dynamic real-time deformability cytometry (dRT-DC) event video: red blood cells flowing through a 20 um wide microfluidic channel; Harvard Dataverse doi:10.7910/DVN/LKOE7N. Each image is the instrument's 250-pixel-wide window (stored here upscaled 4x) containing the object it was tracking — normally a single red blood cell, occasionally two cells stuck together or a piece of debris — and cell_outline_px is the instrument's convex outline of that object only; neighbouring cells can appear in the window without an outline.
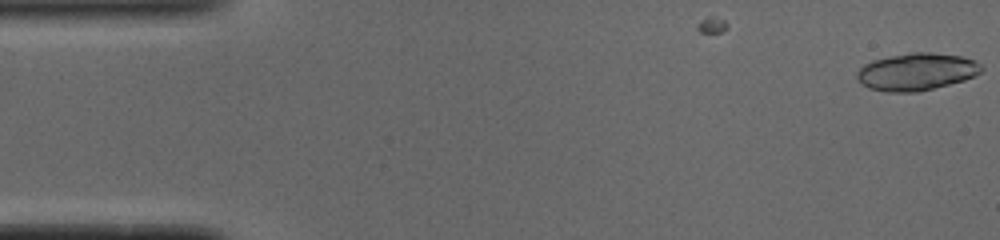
{"species": "common noctule bat (a hibernating species)", "species_latin": "Nyctalus noctula", "temperature_condition": "cold", "stored_images_in_passage": 9, "camera_frame_rate_fps": 3000, "um_per_image_px": 0.085, "animal": {"sex": "male", "body_mass_g": 19.0, "forearm_length_mm": 50.8}, "frame": {"image": 1, "passage_image": 1, "time_ms": 0.0, "image_size_px": [1000, 240], "cell_outline_px": [[984, 68], [980, 72], [964, 80], [920, 92], [884, 92], [868, 88], [856, 76], [856, 72], [864, 64], [872, 60], [912, 52], [928, 52], [964, 56], [976, 60]], "centroid_in_image_um": [77.92, 6.1], "position_along_channel_um": 7.1, "area_um2": 27.11}}